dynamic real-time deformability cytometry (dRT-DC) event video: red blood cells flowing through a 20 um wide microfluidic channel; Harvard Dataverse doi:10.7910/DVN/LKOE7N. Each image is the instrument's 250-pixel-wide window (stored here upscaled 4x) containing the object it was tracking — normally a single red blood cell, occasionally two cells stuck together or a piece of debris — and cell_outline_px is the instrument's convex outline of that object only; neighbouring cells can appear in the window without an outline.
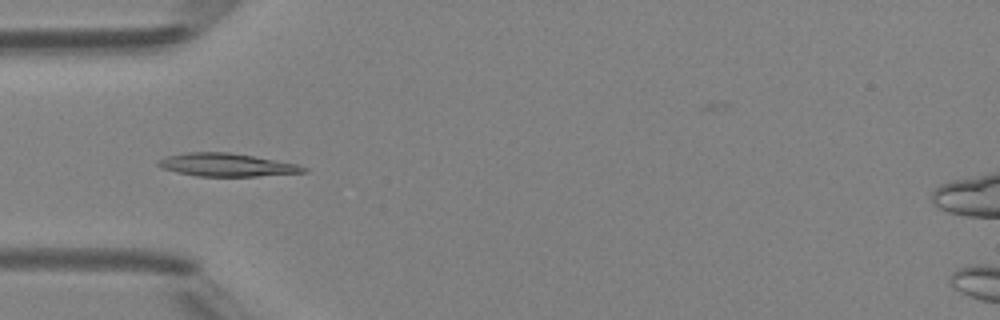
{"species": "Egyptian fruit bat (a non-hibernating species)", "species_latin": "Rousettus aegyptiacus", "temperature_condition": "room temperature", "stored_images_in_passage": 5, "camera_frame_rate_fps": 3000, "um_per_image_px": 0.085, "animal": {"sex": "female"}, "frame": {"image": 1, "passage_image": 5, "time_ms": 4.333, "image_size_px": [1000, 320], "cell_outline_px": [[308, 172], [256, 176], [196, 176], [176, 172], [164, 168], [156, 164], [156, 160], [164, 156], [184, 152], [228, 152], [252, 156], [296, 164], [308, 168]], "centroid_in_image_um": [19.2, 14.01], "position_along_channel_um": 65.8, "area_um2": 19.48}}